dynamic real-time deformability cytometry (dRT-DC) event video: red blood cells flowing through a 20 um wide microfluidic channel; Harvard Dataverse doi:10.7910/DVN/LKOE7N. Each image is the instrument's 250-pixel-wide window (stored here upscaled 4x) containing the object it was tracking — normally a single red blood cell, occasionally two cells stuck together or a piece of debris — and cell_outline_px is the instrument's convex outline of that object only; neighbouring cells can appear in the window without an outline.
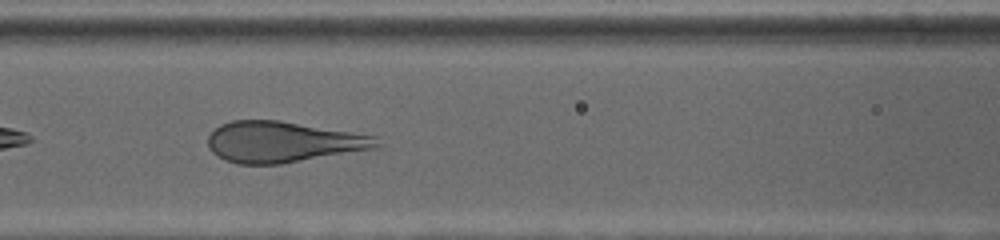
{"species": "human", "species_latin": "Homo sapiens", "temperature_condition": "cold", "stored_images_in_passage": 49, "camera_frame_rate_fps": 3000, "um_per_image_px": 0.085, "donor": {"sex": "female"}, "frame": {"image": 1, "passage_image": 10, "time_ms": 3.0, "image_size_px": [1000, 240], "cell_outline_px": [[380, 148], [280, 164], [236, 164], [224, 160], [216, 156], [208, 148], [208, 136], [220, 124], [232, 120], [280, 120], [380, 136]], "centroid_in_image_um": [24.09, 12.06], "position_along_channel_um": 142.5, "area_um2": 40.86}}
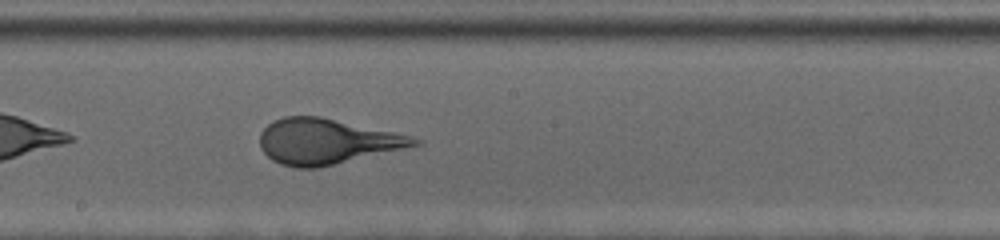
{"frame": {"image": 2, "passage_image": 18, "time_ms": 5.667, "image_size_px": [1000, 240], "cell_outline_px": [[424, 140], [420, 144], [316, 168], [296, 168], [280, 164], [272, 160], [260, 148], [260, 132], [268, 124], [284, 116], [320, 116], [396, 132], [412, 136]], "centroid_in_image_um": [27.74, 12.01], "position_along_channel_um": 220.5, "area_um2": 40.52}}
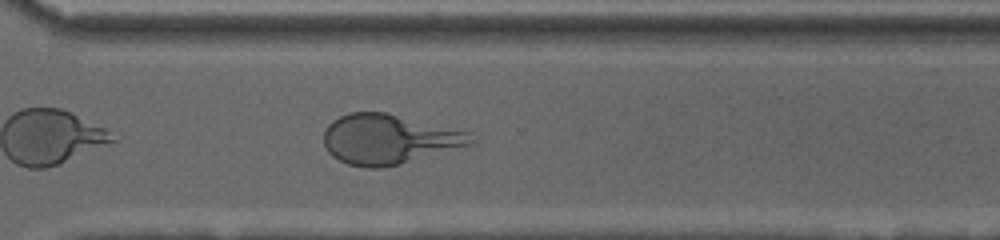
{"frame": {"image": 3, "passage_image": 30, "time_ms": 9.667, "image_size_px": [1000, 240], "cell_outline_px": [[476, 144], [400, 164], [380, 168], [364, 168], [348, 164], [332, 156], [328, 152], [324, 144], [324, 128], [332, 120], [348, 112], [384, 112], [472, 132], [476, 140]], "centroid_in_image_um": [33.09, 11.83], "position_along_channel_um": 337.5, "area_um2": 43.18}}